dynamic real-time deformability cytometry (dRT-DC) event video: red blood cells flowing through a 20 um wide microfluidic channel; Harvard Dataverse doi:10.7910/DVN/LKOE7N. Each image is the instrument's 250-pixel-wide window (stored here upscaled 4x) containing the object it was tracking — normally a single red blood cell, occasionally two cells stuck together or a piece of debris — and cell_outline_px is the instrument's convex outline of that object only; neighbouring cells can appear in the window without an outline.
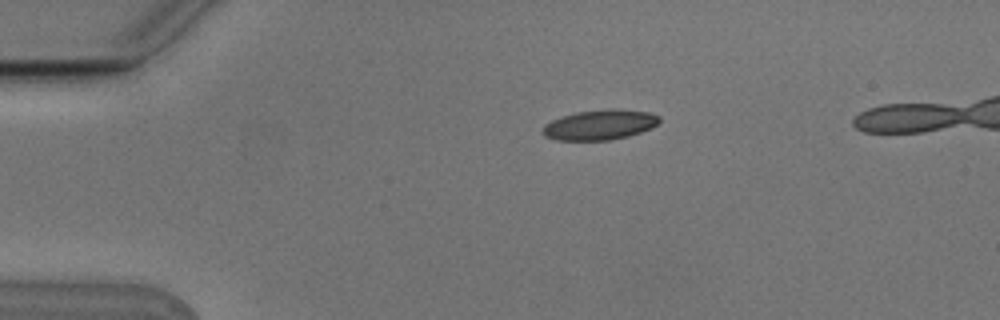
{"species": "Egyptian fruit bat (a non-hibernating species)", "species_latin": "Rousettus aegyptiacus", "temperature_condition": "cold", "stored_images_in_passage": 5, "camera_frame_rate_fps": 3000, "um_per_image_px": 0.085, "animal": {"sex": "male"}, "frame": {"image": 1, "passage_image": 2, "time_ms": 0.333, "image_size_px": [1000, 320], "cell_outline_px": [[660, 120], [652, 128], [628, 136], [608, 140], [556, 140], [544, 136], [540, 132], [544, 124], [552, 120], [576, 112], [612, 108], [616, 108], [648, 112], [660, 116]], "centroid_in_image_um": [50.97, 10.6], "position_along_channel_um": 34.0, "area_um2": 20.52}}